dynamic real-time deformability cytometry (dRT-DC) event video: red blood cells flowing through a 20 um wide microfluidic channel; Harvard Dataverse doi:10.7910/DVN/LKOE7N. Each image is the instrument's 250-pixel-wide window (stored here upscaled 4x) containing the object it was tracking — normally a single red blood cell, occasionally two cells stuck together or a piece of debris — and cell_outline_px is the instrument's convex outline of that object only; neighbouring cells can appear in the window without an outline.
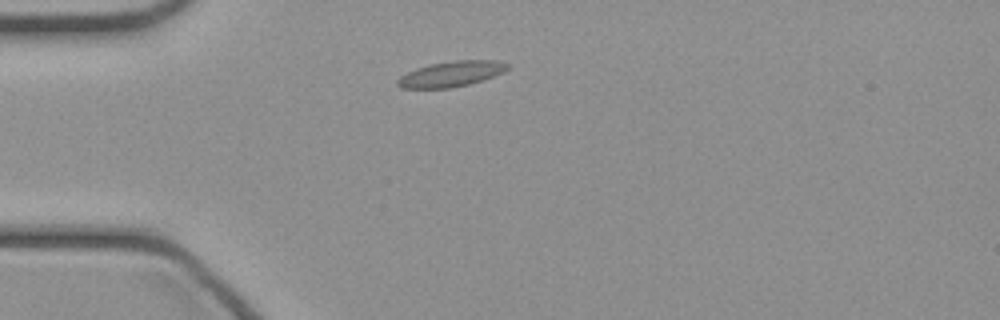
{"species": "common noctule bat (a hibernating species)", "species_latin": "Nyctalus noctula", "temperature_condition": "cold", "stored_images_in_passage": 32, "camera_frame_rate_fps": 3000, "um_per_image_px": 0.085, "animal": {"sex": "female", "body_mass_g": 21.9}, "frame": {"image": 1, "passage_image": 2, "time_ms": 0.333, "image_size_px": [1000, 320], "cell_outline_px": [[508, 68], [504, 72], [468, 84], [448, 88], [400, 88], [396, 84], [396, 80], [400, 76], [416, 68], [428, 64], [452, 60], [496, 60], [508, 64]], "centroid_in_image_um": [38.3, 6.27], "position_along_channel_um": 46.7, "area_um2": 16.24}}
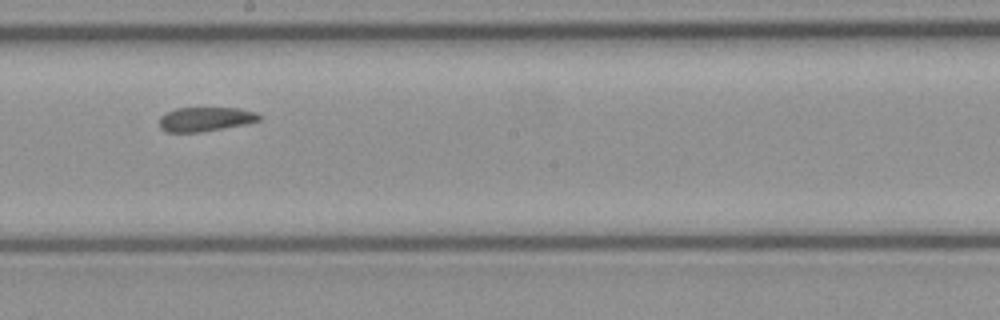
{"frame": {"image": 2, "passage_image": 16, "time_ms": 5.0, "image_size_px": [1000, 320], "cell_outline_px": [[264, 116], [260, 120], [244, 124], [200, 132], [164, 132], [160, 128], [160, 116], [176, 108], [236, 108], [256, 112]], "centroid_in_image_um": [17.46, 10.13], "position_along_channel_um": 230.7, "area_um2": 14.05}}
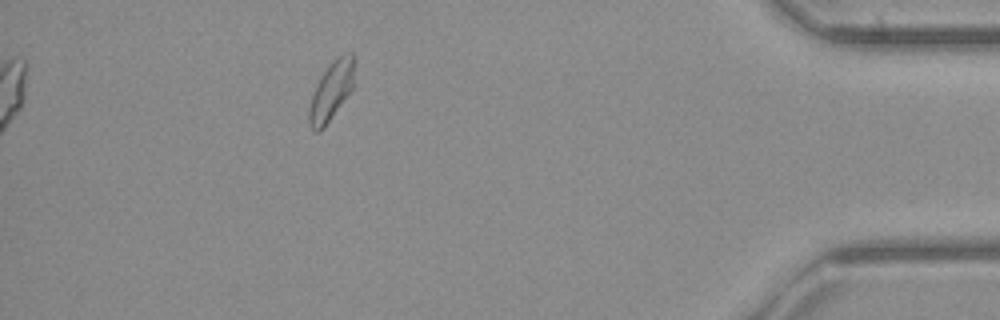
{"frame": {"image": 3, "passage_image": 32, "time_ms": 10.333, "image_size_px": [1000, 320], "cell_outline_px": [[356, 60], [352, 88], [324, 128], [316, 132], [308, 124], [308, 112], [312, 96], [316, 84], [332, 60], [336, 56], [344, 52], [352, 52], [356, 56]], "centroid_in_image_um": [28.19, 7.66], "position_along_channel_um": 407.0, "area_um2": 15.61}}